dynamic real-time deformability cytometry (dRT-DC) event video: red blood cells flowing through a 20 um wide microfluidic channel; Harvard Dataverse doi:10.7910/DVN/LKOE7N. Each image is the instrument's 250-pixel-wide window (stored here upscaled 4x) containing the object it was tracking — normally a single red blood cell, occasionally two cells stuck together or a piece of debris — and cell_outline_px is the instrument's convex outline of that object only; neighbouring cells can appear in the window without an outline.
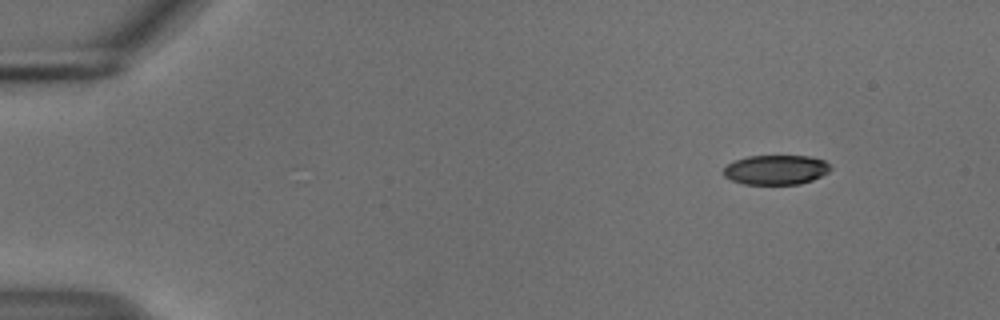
{"species": "common noctule bat (a hibernating species)", "species_latin": "Nyctalus noctula", "temperature_condition": "cold", "stored_images_in_passage": 49, "camera_frame_rate_fps": 3000, "um_per_image_px": 0.085, "animal": {"sex": "male", "body_mass_g": 18.8}, "frame": {"image": 1, "passage_image": 1, "time_ms": 0.0, "image_size_px": [1000, 320], "cell_outline_px": [[832, 168], [828, 172], [812, 180], [800, 184], [744, 184], [732, 180], [724, 176], [724, 168], [728, 164], [736, 160], [748, 156], [808, 156], [824, 160]], "centroid_in_image_um": [65.96, 14.43], "position_along_channel_um": 19.0, "area_um2": 18.32}}
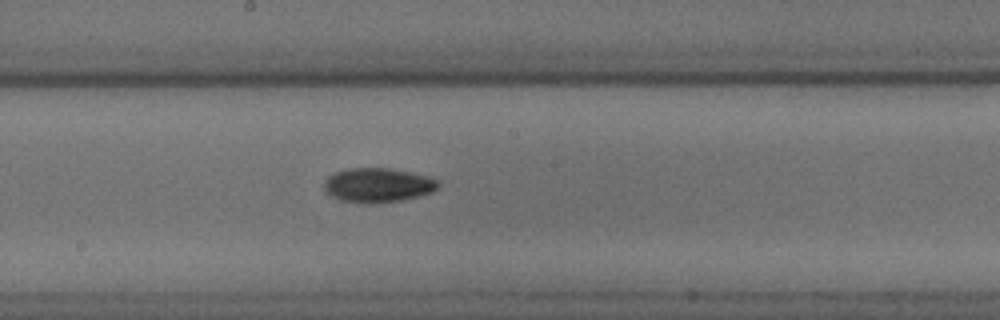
{"frame": {"image": 2, "passage_image": 25, "time_ms": 8.0, "image_size_px": [1000, 320], "cell_outline_px": [[440, 184], [432, 192], [400, 200], [368, 204], [340, 200], [332, 196], [324, 188], [324, 180], [332, 172], [348, 168], [392, 168], [428, 176], [436, 180]], "centroid_in_image_um": [32.07, 15.72], "position_along_channel_um": 216.1, "area_um2": 22.77}}
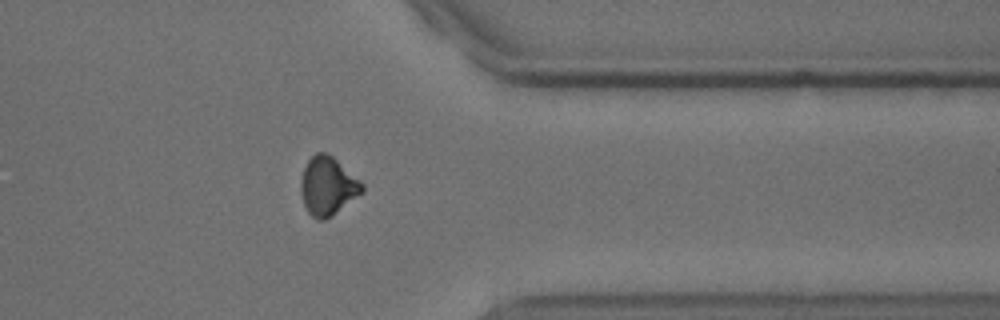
{"frame": {"image": 3, "passage_image": 39, "time_ms": 12.667, "image_size_px": [1000, 320], "cell_outline_px": [[364, 192], [332, 216], [324, 220], [320, 220], [312, 216], [308, 212], [304, 204], [300, 192], [300, 180], [304, 168], [308, 160], [316, 152], [324, 152], [332, 156], [360, 180], [364, 184]], "centroid_in_image_um": [27.86, 15.82], "position_along_channel_um": 383.5, "area_um2": 20.92}, "authors_computed_cell_mechanics": {"area_um2": 20.9814, "velocity_mm_per_s": 3.7428, "shape_relaxation_time_tau1_ms": 4.0915, "shape_relaxation_time_tau2_ms": null, "deformation_change_tau1": 0.1328, "deformation_change_tau2": null}}